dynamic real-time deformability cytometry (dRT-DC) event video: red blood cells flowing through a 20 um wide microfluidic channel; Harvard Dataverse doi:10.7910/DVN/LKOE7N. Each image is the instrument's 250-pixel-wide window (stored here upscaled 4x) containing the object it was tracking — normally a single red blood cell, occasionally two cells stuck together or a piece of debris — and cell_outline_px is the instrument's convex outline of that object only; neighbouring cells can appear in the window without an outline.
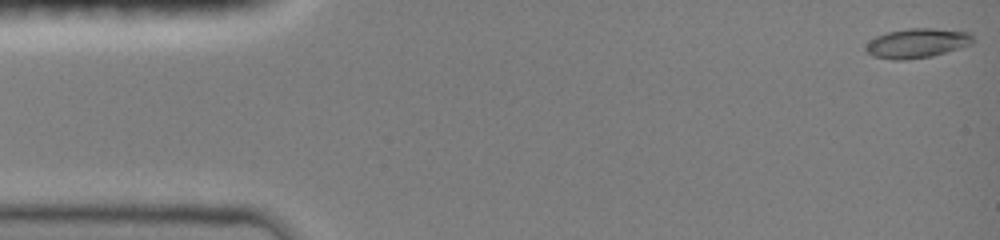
{"species": "common noctule bat (a hibernating species)", "species_latin": "Nyctalus noctula", "temperature_condition": "room temperature", "stored_images_in_passage": 47, "camera_frame_rate_fps": 3000, "um_per_image_px": 0.085, "animal": {"sex": "female", "body_mass_g": 19.0, "forearm_length_mm": 51.5}, "frame": {"image": 1, "passage_image": 1, "time_ms": 0.0, "image_size_px": [1000, 240], "cell_outline_px": [[976, 40], [972, 44], [932, 56], [904, 60], [892, 60], [872, 56], [864, 48], [876, 36], [888, 32], [908, 28], [936, 28], [972, 32]], "centroid_in_image_um": [78.01, 3.66], "position_along_channel_um": 7.0, "area_um2": 18.55}}
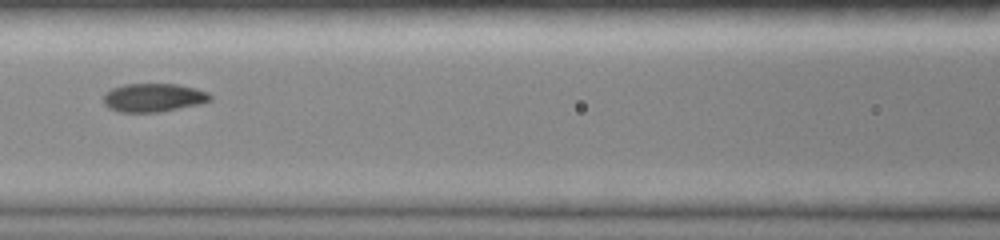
{"frame": {"image": 2, "passage_image": 21, "time_ms": 6.667, "image_size_px": [1000, 240], "cell_outline_px": [[212, 100], [200, 104], [160, 112], [120, 112], [108, 108], [104, 104], [104, 92], [112, 88], [124, 84], [176, 84], [196, 88], [208, 92], [212, 96]], "centroid_in_image_um": [13.05, 8.3], "position_along_channel_um": 153.6, "area_um2": 17.86}}
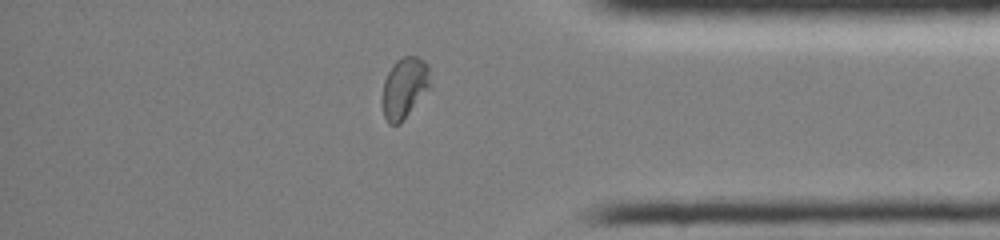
{"frame": {"image": 3, "passage_image": 40, "time_ms": 13.0, "image_size_px": [1000, 240], "cell_outline_px": [[432, 84], [400, 124], [388, 124], [384, 116], [380, 100], [384, 80], [392, 64], [396, 60], [404, 56], [416, 56], [424, 60], [428, 64]], "centroid_in_image_um": [34.36, 7.45], "position_along_channel_um": 400.8, "area_um2": 17.34}}